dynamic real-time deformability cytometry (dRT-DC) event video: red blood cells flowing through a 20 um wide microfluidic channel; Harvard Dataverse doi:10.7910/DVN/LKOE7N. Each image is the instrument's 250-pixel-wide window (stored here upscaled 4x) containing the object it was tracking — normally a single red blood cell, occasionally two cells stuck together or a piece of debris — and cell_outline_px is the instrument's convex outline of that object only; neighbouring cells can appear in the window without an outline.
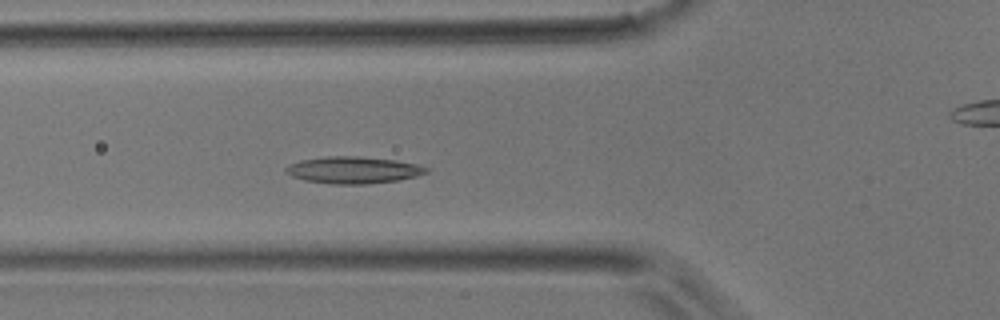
{"species": "common noctule bat (a hibernating species)", "species_latin": "Nyctalus noctula", "temperature_condition": "room temperature", "stored_images_in_passage": 46, "camera_frame_rate_fps": 3000, "um_per_image_px": 0.085, "animal": {"sex": "male", "body_mass_g": 17.9}, "frame": {"image": 1, "passage_image": 15, "time_ms": 4.667, "image_size_px": [1000, 320], "cell_outline_px": [[428, 172], [416, 176], [396, 180], [364, 184], [332, 184], [304, 180], [292, 176], [284, 172], [284, 168], [288, 164], [300, 160], [324, 156], [360, 156], [396, 160], [416, 164], [428, 168]], "centroid_in_image_um": [29.97, 14.44], "position_along_channel_um": 95.8, "area_um2": 22.02}}
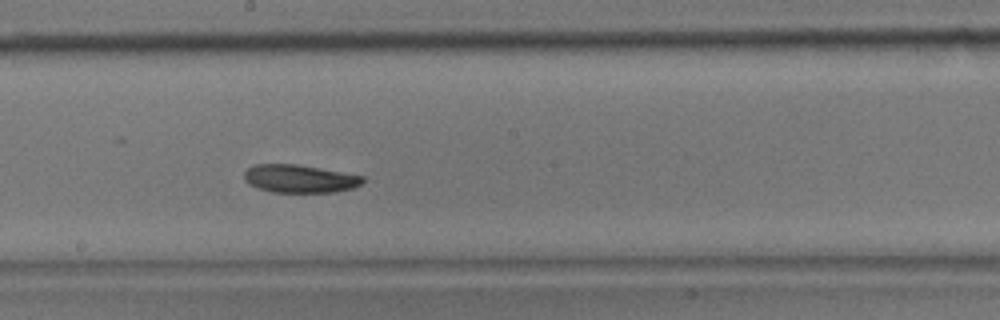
{"frame": {"image": 2, "passage_image": 24, "time_ms": 7.667, "image_size_px": [1000, 320], "cell_outline_px": [[364, 180], [360, 184], [352, 188], [336, 192], [272, 192], [256, 188], [248, 184], [244, 180], [244, 172], [248, 168], [256, 164], [296, 164], [320, 168], [364, 176]], "centroid_in_image_um": [25.43, 15.19], "position_along_channel_um": 222.8, "area_um2": 19.36}}
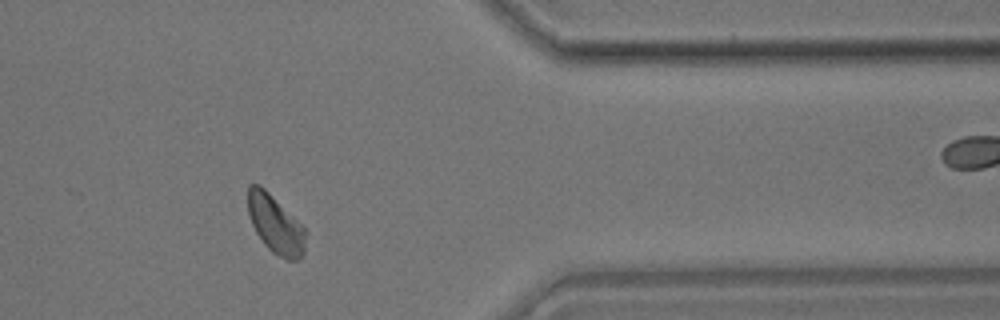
{"frame": {"image": 3, "passage_image": 37, "time_ms": 12.0, "image_size_px": [1000, 320], "cell_outline_px": [[304, 252], [300, 260], [288, 260], [272, 252], [264, 244], [256, 232], [252, 224], [248, 212], [248, 184], [260, 184], [304, 228]], "centroid_in_image_um": [23.38, 19.08], "position_along_channel_um": 388.0, "area_um2": 19.07}}